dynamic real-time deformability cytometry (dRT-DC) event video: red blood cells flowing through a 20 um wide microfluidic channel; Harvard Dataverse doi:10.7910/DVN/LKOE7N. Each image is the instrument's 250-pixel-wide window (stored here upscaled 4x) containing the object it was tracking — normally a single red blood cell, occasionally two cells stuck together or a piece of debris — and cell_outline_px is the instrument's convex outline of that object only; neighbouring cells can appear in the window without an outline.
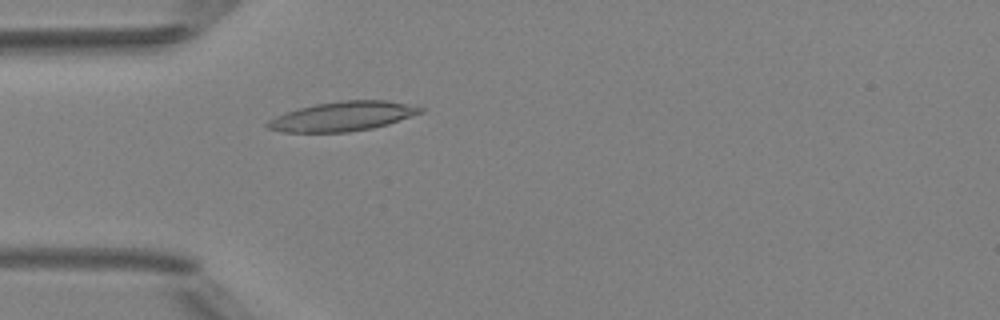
{"species": "Egyptian fruit bat (a non-hibernating species)", "species_latin": "Rousettus aegyptiacus", "temperature_condition": "room temperature", "stored_images_in_passage": 4, "camera_frame_rate_fps": 3000, "um_per_image_px": 0.085, "animal": {"sex": "female"}, "frame": {"image": 1, "passage_image": 4, "time_ms": 3.333, "image_size_px": [1000, 320], "cell_outline_px": [[424, 112], [388, 124], [372, 128], [348, 132], [284, 132], [268, 128], [264, 124], [268, 120], [284, 112], [316, 104], [340, 100], [388, 100], [424, 108]], "centroid_in_image_um": [29.11, 9.88], "position_along_channel_um": 55.9, "area_um2": 26.18}}